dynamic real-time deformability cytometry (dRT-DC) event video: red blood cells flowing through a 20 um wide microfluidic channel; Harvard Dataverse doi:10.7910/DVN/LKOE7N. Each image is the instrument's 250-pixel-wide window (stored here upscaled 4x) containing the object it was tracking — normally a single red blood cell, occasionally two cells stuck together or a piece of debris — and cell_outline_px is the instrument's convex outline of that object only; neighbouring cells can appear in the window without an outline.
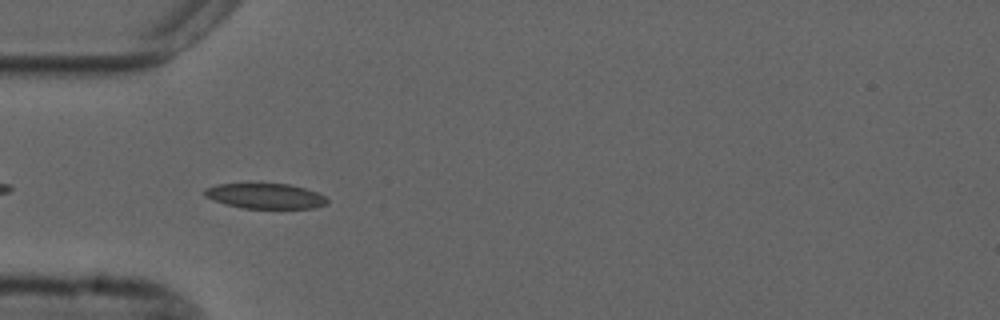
{"species": "common noctule bat (a hibernating species)", "species_latin": "Nyctalus noctula", "temperature_condition": "cold", "stored_images_in_passage": 33, "camera_frame_rate_fps": 3000, "um_per_image_px": 0.085, "animal": {"sex": "male", "forearm_length_mm": 52.5}, "frame": {"image": 1, "passage_image": 3, "time_ms": 0.667, "image_size_px": [1000, 320], "cell_outline_px": [[328, 204], [312, 208], [244, 208], [224, 204], [212, 200], [204, 196], [204, 188], [216, 184], [292, 184], [316, 192], [324, 196], [328, 200]], "centroid_in_image_um": [22.52, 16.66], "position_along_channel_um": 62.5, "area_um2": 18.03}}
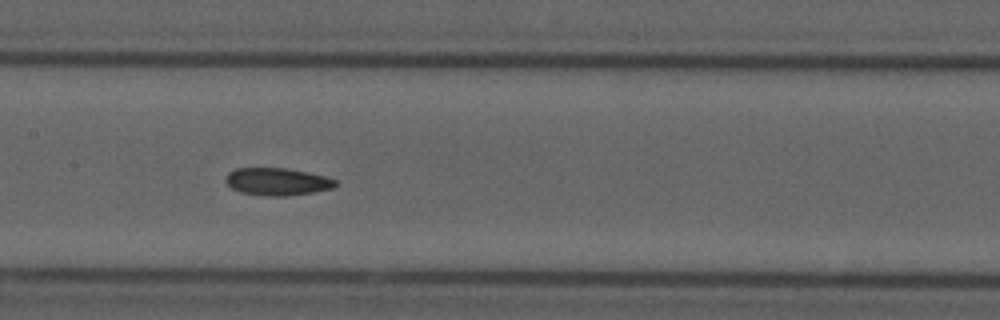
{"frame": {"image": 2, "passage_image": 13, "time_ms": 4.0, "image_size_px": [1000, 320], "cell_outline_px": [[336, 184], [332, 188], [312, 192], [288, 196], [272, 196], [240, 192], [232, 188], [224, 180], [228, 172], [236, 168], [284, 168], [324, 176], [336, 180]], "centroid_in_image_um": [23.52, 15.44], "position_along_channel_um": 183.9, "area_um2": 17.28}}
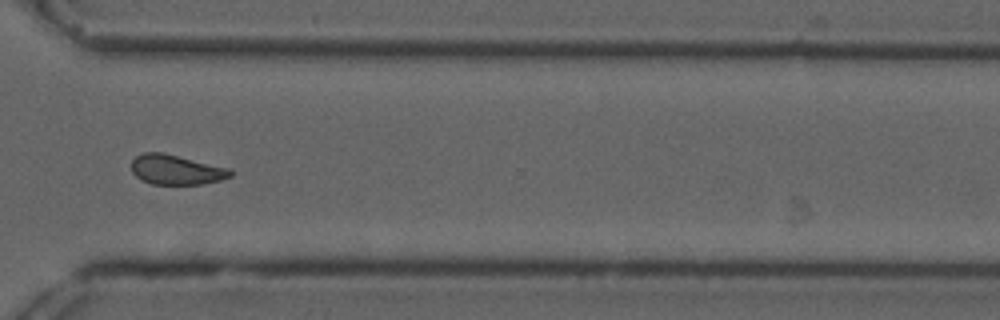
{"frame": {"image": 3, "passage_image": 27, "time_ms": 8.667, "image_size_px": [1000, 320], "cell_outline_px": [[232, 176], [220, 180], [200, 184], [152, 184], [140, 180], [132, 172], [132, 160], [136, 156], [144, 152], [164, 152], [228, 168], [232, 172]], "centroid_in_image_um": [14.94, 14.42], "position_along_channel_um": 355.7, "area_um2": 17.17}, "authors_computed_cell_mechanics": {"area_um2": 17.629, "velocity_mm_per_s": 3.6797, "shape_relaxation_time_tau1_ms": null, "shape_relaxation_time_tau2_ms": 3.8083, "deformation_change_tau1": null, "deformation_change_tau2": 0.1014}}